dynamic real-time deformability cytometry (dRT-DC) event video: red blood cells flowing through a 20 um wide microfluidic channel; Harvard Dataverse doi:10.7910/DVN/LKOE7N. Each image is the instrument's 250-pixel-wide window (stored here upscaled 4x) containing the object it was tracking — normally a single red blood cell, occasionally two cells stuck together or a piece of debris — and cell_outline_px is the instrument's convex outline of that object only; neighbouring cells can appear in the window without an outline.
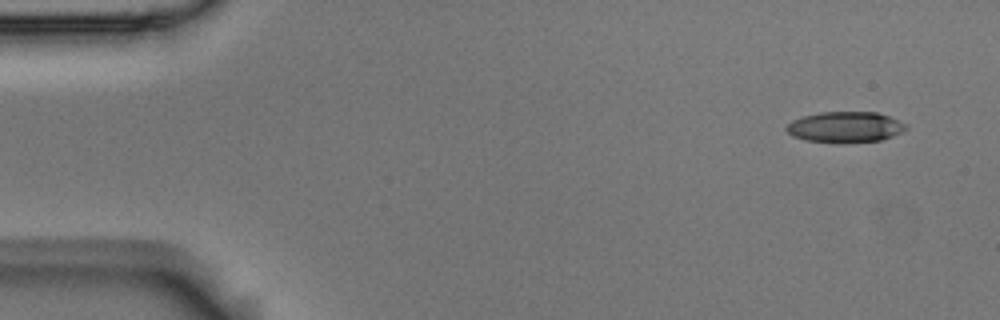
{"species": "Egyptian fruit bat (a non-hibernating species)", "species_latin": "Rousettus aegyptiacus", "temperature_condition": "room temperature", "stored_images_in_passage": 4, "camera_frame_rate_fps": 3000, "um_per_image_px": 0.085, "animal": {"sex": "male"}, "frame": {"image": 1, "passage_image": 1, "time_ms": 0.0, "image_size_px": [1000, 320], "cell_outline_px": [[908, 128], [892, 136], [880, 140], [804, 140], [792, 136], [784, 128], [792, 120], [800, 116], [820, 112], [876, 112], [888, 116], [908, 124]], "centroid_in_image_um": [71.82, 10.74], "position_along_channel_um": 13.2, "area_um2": 20.69}}
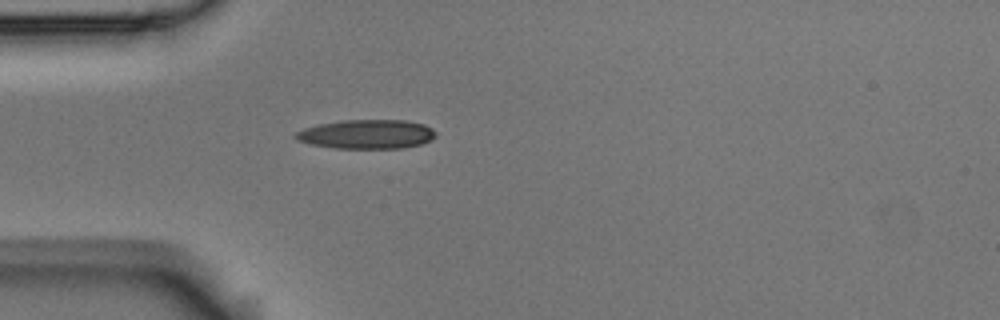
{"frame": {"image": 2, "passage_image": 4, "time_ms": 1.0, "image_size_px": [1000, 320], "cell_outline_px": [[436, 136], [432, 140], [420, 144], [404, 148], [332, 148], [312, 144], [296, 140], [292, 136], [296, 132], [304, 128], [320, 124], [344, 120], [404, 120], [424, 124], [432, 128], [436, 132]], "centroid_in_image_um": [31.18, 11.41], "position_along_channel_um": 53.8, "area_um2": 23.87}}